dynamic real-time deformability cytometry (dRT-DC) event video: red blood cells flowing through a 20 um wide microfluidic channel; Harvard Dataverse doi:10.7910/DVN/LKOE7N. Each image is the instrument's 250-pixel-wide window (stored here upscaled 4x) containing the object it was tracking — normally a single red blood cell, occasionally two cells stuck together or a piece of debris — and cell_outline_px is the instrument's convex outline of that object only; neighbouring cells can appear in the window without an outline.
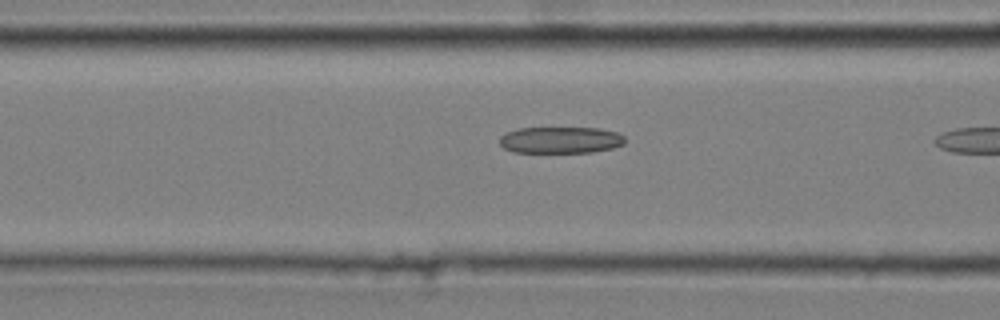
{"species": "common noctule bat (a hibernating species)", "species_latin": "Nyctalus noctula", "temperature_condition": "cold", "stored_images_in_passage": 10, "camera_frame_rate_fps": 3000, "um_per_image_px": 0.085, "animal": {"sex": "male", "body_mass_g": 20.4}, "frame": {"image": 1, "passage_image": 9, "time_ms": 2.667, "image_size_px": [1000, 320], "cell_outline_px": [[624, 144], [612, 148], [592, 152], [512, 152], [504, 148], [500, 144], [500, 136], [504, 132], [516, 128], [600, 128], [616, 132], [624, 136]], "centroid_in_image_um": [47.61, 11.89], "position_along_channel_um": 119.0, "area_um2": 19.48}}